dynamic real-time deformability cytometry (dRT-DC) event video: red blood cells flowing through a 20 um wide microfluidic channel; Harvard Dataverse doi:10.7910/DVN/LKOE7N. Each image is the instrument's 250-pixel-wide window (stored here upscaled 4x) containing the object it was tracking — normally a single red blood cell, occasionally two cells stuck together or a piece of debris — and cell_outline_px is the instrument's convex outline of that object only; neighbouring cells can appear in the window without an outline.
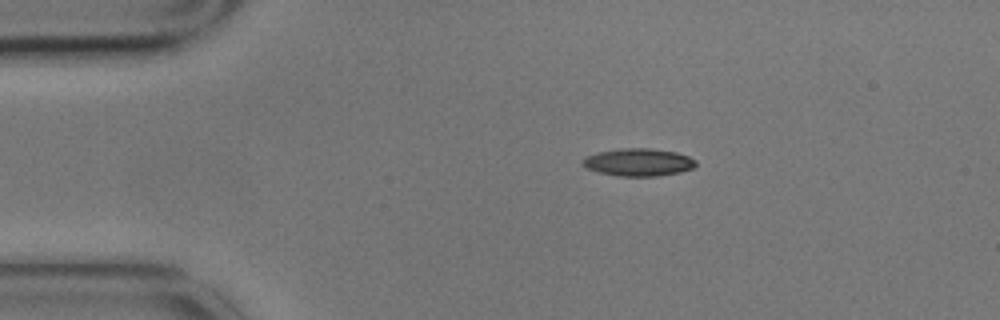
{"species": "common noctule bat (a hibernating species)", "species_latin": "Nyctalus noctula", "temperature_condition": "cold", "stored_images_in_passage": 5, "camera_frame_rate_fps": 3000, "um_per_image_px": 0.085, "animal": {"sex": "male", "body_mass_g": 17.9}, "frame": {"image": 1, "passage_image": 1, "time_ms": 0.0, "image_size_px": [1000, 320], "cell_outline_px": [[696, 164], [692, 168], [680, 172], [656, 176], [620, 176], [600, 172], [588, 168], [580, 164], [580, 160], [596, 152], [620, 148], [648, 148], [676, 152], [688, 156], [696, 160]], "centroid_in_image_um": [54.25, 13.78], "position_along_channel_um": 30.8, "area_um2": 18.15}}
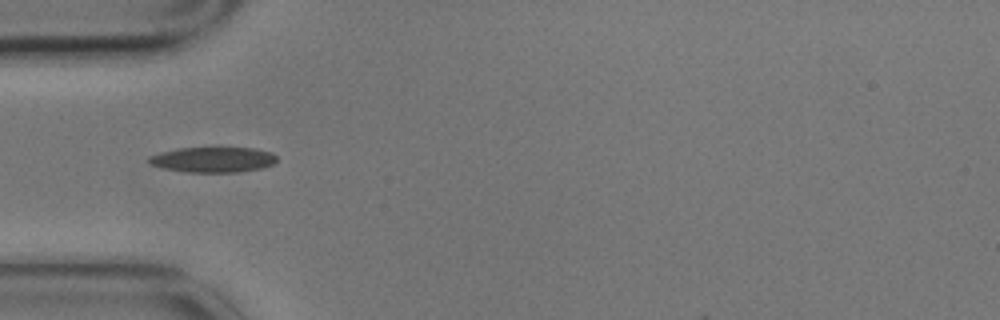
{"frame": {"image": 2, "passage_image": 3, "time_ms": 0.667, "image_size_px": [1000, 320], "cell_outline_px": [[276, 160], [272, 164], [264, 168], [236, 172], [188, 172], [164, 168], [148, 164], [148, 156], [160, 152], [180, 148], [216, 144], [220, 144], [256, 148], [272, 152], [276, 156]], "centroid_in_image_um": [18.13, 13.5], "position_along_channel_um": 66.9, "area_um2": 20.06}}